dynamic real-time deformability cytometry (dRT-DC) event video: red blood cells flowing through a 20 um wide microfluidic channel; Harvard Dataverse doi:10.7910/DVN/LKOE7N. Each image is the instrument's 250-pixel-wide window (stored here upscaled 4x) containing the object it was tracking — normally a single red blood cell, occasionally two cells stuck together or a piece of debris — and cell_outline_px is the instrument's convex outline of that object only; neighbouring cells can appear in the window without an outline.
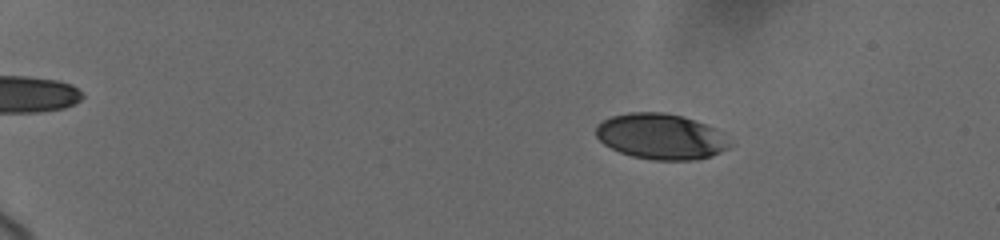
{"species": "human", "species_latin": "Homo sapiens", "temperature_condition": "cold", "stored_images_in_passage": 17, "camera_frame_rate_fps": 3000, "um_per_image_px": 0.085, "donor": {"sex": "female"}, "frame": {"image": 1, "passage_image": 8, "time_ms": 3.333, "image_size_px": [1000, 240], "cell_outline_px": [[732, 144], [728, 148], [712, 156], [696, 160], [652, 160], [632, 156], [620, 152], [604, 144], [596, 136], [596, 124], [612, 116], [628, 112], [664, 112], [684, 116], [716, 128], [724, 132]], "centroid_in_image_um": [56.21, 11.6], "position_along_channel_um": 28.8, "area_um2": 35.95}}
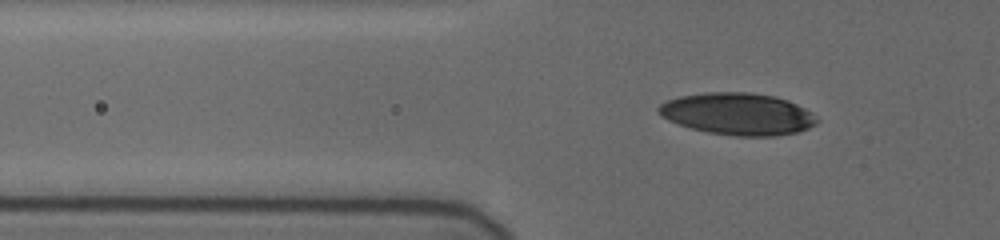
{"frame": {"image": 2, "passage_image": 14, "time_ms": 7.0, "image_size_px": [1000, 240], "cell_outline_px": [[820, 120], [816, 124], [808, 128], [796, 132], [772, 136], [736, 136], [708, 132], [692, 128], [668, 120], [660, 116], [656, 112], [656, 108], [660, 104], [668, 100], [680, 96], [708, 92], [748, 92], [776, 96], [788, 100], [812, 112]], "centroid_in_image_um": [62.71, 9.68], "position_along_channel_um": 63.1, "area_um2": 38.78}}
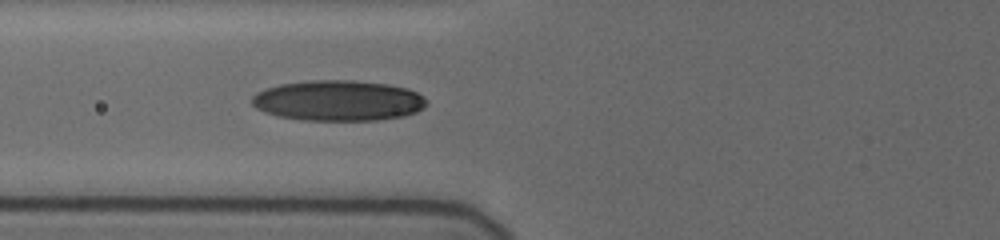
{"frame": {"image": 3, "passage_image": 17, "time_ms": 8.333, "image_size_px": [1000, 240], "cell_outline_px": [[428, 104], [424, 108], [416, 112], [404, 116], [376, 120], [304, 120], [276, 116], [264, 112], [256, 108], [252, 104], [252, 96], [256, 92], [264, 88], [280, 84], [312, 80], [352, 80], [388, 84], [408, 88], [424, 96], [428, 100]], "centroid_in_image_um": [28.76, 8.55], "position_along_channel_um": 97.0, "area_um2": 41.62}}